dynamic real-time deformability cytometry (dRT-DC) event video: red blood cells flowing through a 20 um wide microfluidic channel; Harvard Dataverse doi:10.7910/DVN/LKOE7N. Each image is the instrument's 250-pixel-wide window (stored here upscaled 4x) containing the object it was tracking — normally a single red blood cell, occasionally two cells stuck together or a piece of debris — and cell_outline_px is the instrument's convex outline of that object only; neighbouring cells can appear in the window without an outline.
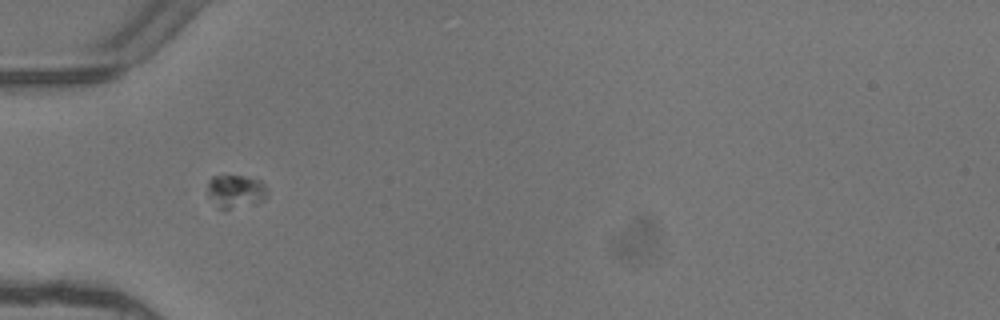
{"species": "common noctule bat (a hibernating species)", "species_latin": "Nyctalus noctula", "temperature_condition": "warm", "stored_images_in_passage": 7, "camera_frame_rate_fps": 3000, "um_per_image_px": 0.085, "animal": {"sex": "female"}, "frame": {"image": 1, "passage_image": 5, "time_ms": 1.333, "image_size_px": [1000, 320], "cell_outline_px": [[268, 196], [264, 200], [256, 204], [224, 212], [208, 196], [208, 180], [212, 176], [244, 176], [260, 180], [268, 188]], "centroid_in_image_um": [20.07, 16.3], "position_along_channel_um": 64.9, "area_um2": 12.02}}
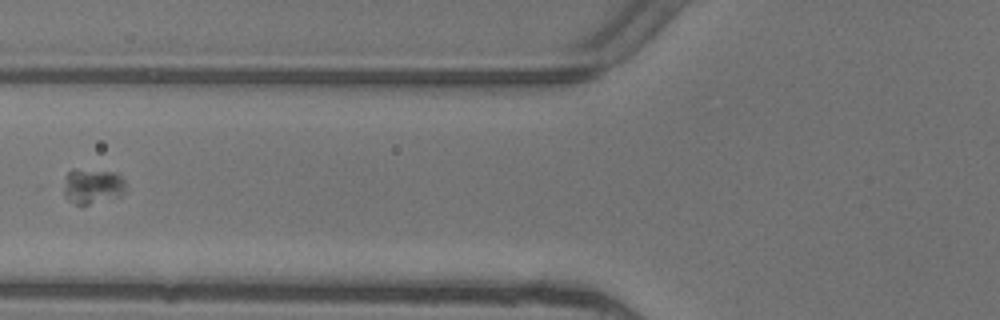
{"frame": {"image": 2, "passage_image": 6, "time_ms": 1.667, "image_size_px": [1000, 320], "cell_outline_px": [[124, 192], [116, 196], [88, 204], [76, 204], [64, 196], [64, 188], [68, 172], [72, 168], [76, 168], [116, 172], [124, 180]], "centroid_in_image_um": [7.84, 15.78], "position_along_channel_um": 118.0, "area_um2": 12.43}}
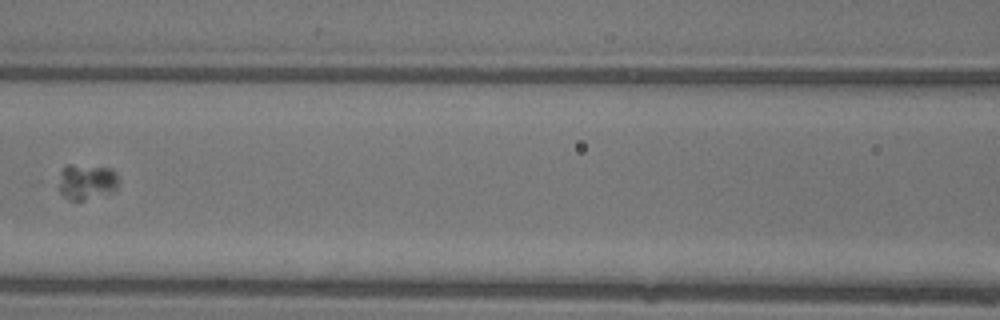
{"frame": {"image": 3, "passage_image": 7, "time_ms": 2.0, "image_size_px": [1000, 320], "cell_outline_px": [[116, 192], [84, 200], [68, 200], [60, 192], [60, 172], [64, 164], [72, 164], [112, 168], [116, 172]], "centroid_in_image_um": [7.36, 15.44], "position_along_channel_um": 159.2, "area_um2": 12.54}}